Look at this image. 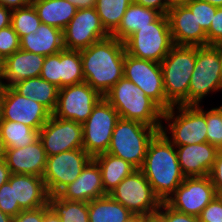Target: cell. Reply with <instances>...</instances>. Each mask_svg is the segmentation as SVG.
<instances>
[{"label":"cell","instance_id":"obj_1","mask_svg":"<svg viewBox=\"0 0 222 222\" xmlns=\"http://www.w3.org/2000/svg\"><path fill=\"white\" fill-rule=\"evenodd\" d=\"M124 42L111 35L80 50L84 79L104 95L123 77Z\"/></svg>","mask_w":222,"mask_h":222},{"label":"cell","instance_id":"obj_2","mask_svg":"<svg viewBox=\"0 0 222 222\" xmlns=\"http://www.w3.org/2000/svg\"><path fill=\"white\" fill-rule=\"evenodd\" d=\"M140 170L162 202L184 181L176 147L158 132L150 141Z\"/></svg>","mask_w":222,"mask_h":222},{"label":"cell","instance_id":"obj_3","mask_svg":"<svg viewBox=\"0 0 222 222\" xmlns=\"http://www.w3.org/2000/svg\"><path fill=\"white\" fill-rule=\"evenodd\" d=\"M120 118L156 128L162 126L163 110L143 90L124 76L104 95Z\"/></svg>","mask_w":222,"mask_h":222},{"label":"cell","instance_id":"obj_4","mask_svg":"<svg viewBox=\"0 0 222 222\" xmlns=\"http://www.w3.org/2000/svg\"><path fill=\"white\" fill-rule=\"evenodd\" d=\"M162 120L167 124L162 123L160 132L174 146L207 142L206 110L201 104L172 106L163 111Z\"/></svg>","mask_w":222,"mask_h":222},{"label":"cell","instance_id":"obj_5","mask_svg":"<svg viewBox=\"0 0 222 222\" xmlns=\"http://www.w3.org/2000/svg\"><path fill=\"white\" fill-rule=\"evenodd\" d=\"M195 62L196 46L174 45L160 63L165 97L172 106L188 105V91Z\"/></svg>","mask_w":222,"mask_h":222},{"label":"cell","instance_id":"obj_6","mask_svg":"<svg viewBox=\"0 0 222 222\" xmlns=\"http://www.w3.org/2000/svg\"><path fill=\"white\" fill-rule=\"evenodd\" d=\"M159 131L143 123L119 118L106 153L128 161L136 169L144 163L150 141Z\"/></svg>","mask_w":222,"mask_h":222},{"label":"cell","instance_id":"obj_7","mask_svg":"<svg viewBox=\"0 0 222 222\" xmlns=\"http://www.w3.org/2000/svg\"><path fill=\"white\" fill-rule=\"evenodd\" d=\"M124 45L126 53L135 58L161 63L174 46L167 15L161 14L149 26L139 28Z\"/></svg>","mask_w":222,"mask_h":222},{"label":"cell","instance_id":"obj_8","mask_svg":"<svg viewBox=\"0 0 222 222\" xmlns=\"http://www.w3.org/2000/svg\"><path fill=\"white\" fill-rule=\"evenodd\" d=\"M222 91V60L214 45L196 47V62L191 75L188 105H198L202 100Z\"/></svg>","mask_w":222,"mask_h":222},{"label":"cell","instance_id":"obj_9","mask_svg":"<svg viewBox=\"0 0 222 222\" xmlns=\"http://www.w3.org/2000/svg\"><path fill=\"white\" fill-rule=\"evenodd\" d=\"M119 118L118 112L104 97L93 107L90 116L82 124L83 149L92 158L107 152Z\"/></svg>","mask_w":222,"mask_h":222},{"label":"cell","instance_id":"obj_10","mask_svg":"<svg viewBox=\"0 0 222 222\" xmlns=\"http://www.w3.org/2000/svg\"><path fill=\"white\" fill-rule=\"evenodd\" d=\"M108 195L133 214L146 215L156 212L162 203L140 169L124 178Z\"/></svg>","mask_w":222,"mask_h":222},{"label":"cell","instance_id":"obj_11","mask_svg":"<svg viewBox=\"0 0 222 222\" xmlns=\"http://www.w3.org/2000/svg\"><path fill=\"white\" fill-rule=\"evenodd\" d=\"M123 76L141 88L144 94L153 100L163 111L172 107L165 97L160 63L138 59L125 53Z\"/></svg>","mask_w":222,"mask_h":222},{"label":"cell","instance_id":"obj_12","mask_svg":"<svg viewBox=\"0 0 222 222\" xmlns=\"http://www.w3.org/2000/svg\"><path fill=\"white\" fill-rule=\"evenodd\" d=\"M91 159L84 149H72L48 156L42 178L49 195H57L74 182Z\"/></svg>","mask_w":222,"mask_h":222},{"label":"cell","instance_id":"obj_13","mask_svg":"<svg viewBox=\"0 0 222 222\" xmlns=\"http://www.w3.org/2000/svg\"><path fill=\"white\" fill-rule=\"evenodd\" d=\"M103 96L86 82L59 89L53 116L83 124Z\"/></svg>","mask_w":222,"mask_h":222},{"label":"cell","instance_id":"obj_14","mask_svg":"<svg viewBox=\"0 0 222 222\" xmlns=\"http://www.w3.org/2000/svg\"><path fill=\"white\" fill-rule=\"evenodd\" d=\"M216 197L217 193L209 175L185 177L165 203L178 212L198 217Z\"/></svg>","mask_w":222,"mask_h":222},{"label":"cell","instance_id":"obj_15","mask_svg":"<svg viewBox=\"0 0 222 222\" xmlns=\"http://www.w3.org/2000/svg\"><path fill=\"white\" fill-rule=\"evenodd\" d=\"M52 113L42 104L17 93L11 86H4L0 103V120L20 122L39 130Z\"/></svg>","mask_w":222,"mask_h":222},{"label":"cell","instance_id":"obj_16","mask_svg":"<svg viewBox=\"0 0 222 222\" xmlns=\"http://www.w3.org/2000/svg\"><path fill=\"white\" fill-rule=\"evenodd\" d=\"M109 36L95 7L77 9L75 16L63 30V44L65 49L80 51Z\"/></svg>","mask_w":222,"mask_h":222},{"label":"cell","instance_id":"obj_17","mask_svg":"<svg viewBox=\"0 0 222 222\" xmlns=\"http://www.w3.org/2000/svg\"><path fill=\"white\" fill-rule=\"evenodd\" d=\"M39 139L47 157L72 149H83L82 124L51 115L40 129Z\"/></svg>","mask_w":222,"mask_h":222},{"label":"cell","instance_id":"obj_18","mask_svg":"<svg viewBox=\"0 0 222 222\" xmlns=\"http://www.w3.org/2000/svg\"><path fill=\"white\" fill-rule=\"evenodd\" d=\"M174 45L206 46L207 35L185 4L173 5L167 12Z\"/></svg>","mask_w":222,"mask_h":222},{"label":"cell","instance_id":"obj_19","mask_svg":"<svg viewBox=\"0 0 222 222\" xmlns=\"http://www.w3.org/2000/svg\"><path fill=\"white\" fill-rule=\"evenodd\" d=\"M175 147L178 162L185 177L208 176L220 151L208 142Z\"/></svg>","mask_w":222,"mask_h":222},{"label":"cell","instance_id":"obj_20","mask_svg":"<svg viewBox=\"0 0 222 222\" xmlns=\"http://www.w3.org/2000/svg\"><path fill=\"white\" fill-rule=\"evenodd\" d=\"M57 195L62 199L86 203L108 195L102 185L98 164L91 159L82 169L79 177L64 187Z\"/></svg>","mask_w":222,"mask_h":222},{"label":"cell","instance_id":"obj_21","mask_svg":"<svg viewBox=\"0 0 222 222\" xmlns=\"http://www.w3.org/2000/svg\"><path fill=\"white\" fill-rule=\"evenodd\" d=\"M5 162L11 174H26L42 177L47 155L40 139L23 148L6 149Z\"/></svg>","mask_w":222,"mask_h":222},{"label":"cell","instance_id":"obj_22","mask_svg":"<svg viewBox=\"0 0 222 222\" xmlns=\"http://www.w3.org/2000/svg\"><path fill=\"white\" fill-rule=\"evenodd\" d=\"M14 202L22 210H33L48 204L49 193L42 177L26 174H11Z\"/></svg>","mask_w":222,"mask_h":222},{"label":"cell","instance_id":"obj_23","mask_svg":"<svg viewBox=\"0 0 222 222\" xmlns=\"http://www.w3.org/2000/svg\"><path fill=\"white\" fill-rule=\"evenodd\" d=\"M45 57L19 49L5 58L0 81L4 86H13L20 81L40 76ZM5 80V82H4Z\"/></svg>","mask_w":222,"mask_h":222},{"label":"cell","instance_id":"obj_24","mask_svg":"<svg viewBox=\"0 0 222 222\" xmlns=\"http://www.w3.org/2000/svg\"><path fill=\"white\" fill-rule=\"evenodd\" d=\"M20 49L44 57L57 54L64 49L63 31L41 23L35 33L31 32L20 38Z\"/></svg>","mask_w":222,"mask_h":222},{"label":"cell","instance_id":"obj_25","mask_svg":"<svg viewBox=\"0 0 222 222\" xmlns=\"http://www.w3.org/2000/svg\"><path fill=\"white\" fill-rule=\"evenodd\" d=\"M99 166L104 191L111 193L121 181L129 176L136 168L128 161L109 153H102L92 158Z\"/></svg>","mask_w":222,"mask_h":222},{"label":"cell","instance_id":"obj_26","mask_svg":"<svg viewBox=\"0 0 222 222\" xmlns=\"http://www.w3.org/2000/svg\"><path fill=\"white\" fill-rule=\"evenodd\" d=\"M43 24L65 29L75 16L77 8L67 0H32Z\"/></svg>","mask_w":222,"mask_h":222},{"label":"cell","instance_id":"obj_27","mask_svg":"<svg viewBox=\"0 0 222 222\" xmlns=\"http://www.w3.org/2000/svg\"><path fill=\"white\" fill-rule=\"evenodd\" d=\"M12 88L20 95L42 104L51 113L54 112L59 91L54 84L38 76L15 83Z\"/></svg>","mask_w":222,"mask_h":222},{"label":"cell","instance_id":"obj_28","mask_svg":"<svg viewBox=\"0 0 222 222\" xmlns=\"http://www.w3.org/2000/svg\"><path fill=\"white\" fill-rule=\"evenodd\" d=\"M160 15L158 11L146 8L133 1L124 13L120 25L111 36L124 42L131 34L139 30V28L149 26V24L154 22Z\"/></svg>","mask_w":222,"mask_h":222},{"label":"cell","instance_id":"obj_29","mask_svg":"<svg viewBox=\"0 0 222 222\" xmlns=\"http://www.w3.org/2000/svg\"><path fill=\"white\" fill-rule=\"evenodd\" d=\"M89 222H125L131 215L127 208L110 195L88 202Z\"/></svg>","mask_w":222,"mask_h":222},{"label":"cell","instance_id":"obj_30","mask_svg":"<svg viewBox=\"0 0 222 222\" xmlns=\"http://www.w3.org/2000/svg\"><path fill=\"white\" fill-rule=\"evenodd\" d=\"M0 134L6 149L23 148L39 139V130L10 120H0Z\"/></svg>","mask_w":222,"mask_h":222},{"label":"cell","instance_id":"obj_31","mask_svg":"<svg viewBox=\"0 0 222 222\" xmlns=\"http://www.w3.org/2000/svg\"><path fill=\"white\" fill-rule=\"evenodd\" d=\"M48 205L62 222H89L88 203L49 195Z\"/></svg>","mask_w":222,"mask_h":222},{"label":"cell","instance_id":"obj_32","mask_svg":"<svg viewBox=\"0 0 222 222\" xmlns=\"http://www.w3.org/2000/svg\"><path fill=\"white\" fill-rule=\"evenodd\" d=\"M133 0H97L95 9L105 30L111 35Z\"/></svg>","mask_w":222,"mask_h":222},{"label":"cell","instance_id":"obj_33","mask_svg":"<svg viewBox=\"0 0 222 222\" xmlns=\"http://www.w3.org/2000/svg\"><path fill=\"white\" fill-rule=\"evenodd\" d=\"M61 88L85 82L79 50L60 51Z\"/></svg>","mask_w":222,"mask_h":222},{"label":"cell","instance_id":"obj_34","mask_svg":"<svg viewBox=\"0 0 222 222\" xmlns=\"http://www.w3.org/2000/svg\"><path fill=\"white\" fill-rule=\"evenodd\" d=\"M40 18L33 4L12 11L11 25L19 38L35 33L41 25Z\"/></svg>","mask_w":222,"mask_h":222},{"label":"cell","instance_id":"obj_35","mask_svg":"<svg viewBox=\"0 0 222 222\" xmlns=\"http://www.w3.org/2000/svg\"><path fill=\"white\" fill-rule=\"evenodd\" d=\"M207 142L222 150V105L206 111Z\"/></svg>","mask_w":222,"mask_h":222},{"label":"cell","instance_id":"obj_36","mask_svg":"<svg viewBox=\"0 0 222 222\" xmlns=\"http://www.w3.org/2000/svg\"><path fill=\"white\" fill-rule=\"evenodd\" d=\"M185 5L191 10L197 23L207 32L210 28L211 21L216 13L217 7L211 5L210 3L199 1V0H190L185 3Z\"/></svg>","mask_w":222,"mask_h":222},{"label":"cell","instance_id":"obj_37","mask_svg":"<svg viewBox=\"0 0 222 222\" xmlns=\"http://www.w3.org/2000/svg\"><path fill=\"white\" fill-rule=\"evenodd\" d=\"M40 77L49 83L54 84L59 89L61 88L60 52L45 57Z\"/></svg>","mask_w":222,"mask_h":222},{"label":"cell","instance_id":"obj_38","mask_svg":"<svg viewBox=\"0 0 222 222\" xmlns=\"http://www.w3.org/2000/svg\"><path fill=\"white\" fill-rule=\"evenodd\" d=\"M20 49V38L12 25L0 29V54L4 59Z\"/></svg>","mask_w":222,"mask_h":222},{"label":"cell","instance_id":"obj_39","mask_svg":"<svg viewBox=\"0 0 222 222\" xmlns=\"http://www.w3.org/2000/svg\"><path fill=\"white\" fill-rule=\"evenodd\" d=\"M0 210L11 217L17 216L22 211L18 203L14 202L13 187L9 182L0 187Z\"/></svg>","mask_w":222,"mask_h":222},{"label":"cell","instance_id":"obj_40","mask_svg":"<svg viewBox=\"0 0 222 222\" xmlns=\"http://www.w3.org/2000/svg\"><path fill=\"white\" fill-rule=\"evenodd\" d=\"M199 222H222V197L214 198L198 216Z\"/></svg>","mask_w":222,"mask_h":222},{"label":"cell","instance_id":"obj_41","mask_svg":"<svg viewBox=\"0 0 222 222\" xmlns=\"http://www.w3.org/2000/svg\"><path fill=\"white\" fill-rule=\"evenodd\" d=\"M206 35L207 45H214L222 40V7L217 8Z\"/></svg>","mask_w":222,"mask_h":222},{"label":"cell","instance_id":"obj_42","mask_svg":"<svg viewBox=\"0 0 222 222\" xmlns=\"http://www.w3.org/2000/svg\"><path fill=\"white\" fill-rule=\"evenodd\" d=\"M158 211L167 219V222H199L198 217L178 212L165 202L161 203Z\"/></svg>","mask_w":222,"mask_h":222},{"label":"cell","instance_id":"obj_43","mask_svg":"<svg viewBox=\"0 0 222 222\" xmlns=\"http://www.w3.org/2000/svg\"><path fill=\"white\" fill-rule=\"evenodd\" d=\"M209 177L215 187L217 196L222 197V150L217 154L212 170L209 173Z\"/></svg>","mask_w":222,"mask_h":222},{"label":"cell","instance_id":"obj_44","mask_svg":"<svg viewBox=\"0 0 222 222\" xmlns=\"http://www.w3.org/2000/svg\"><path fill=\"white\" fill-rule=\"evenodd\" d=\"M44 206L33 210H22L17 216L13 217L12 222H43Z\"/></svg>","mask_w":222,"mask_h":222},{"label":"cell","instance_id":"obj_45","mask_svg":"<svg viewBox=\"0 0 222 222\" xmlns=\"http://www.w3.org/2000/svg\"><path fill=\"white\" fill-rule=\"evenodd\" d=\"M133 1L146 8L154 9L163 15H167V12L169 10V0H133Z\"/></svg>","mask_w":222,"mask_h":222},{"label":"cell","instance_id":"obj_46","mask_svg":"<svg viewBox=\"0 0 222 222\" xmlns=\"http://www.w3.org/2000/svg\"><path fill=\"white\" fill-rule=\"evenodd\" d=\"M32 3L31 0H0V5L10 10H16Z\"/></svg>","mask_w":222,"mask_h":222},{"label":"cell","instance_id":"obj_47","mask_svg":"<svg viewBox=\"0 0 222 222\" xmlns=\"http://www.w3.org/2000/svg\"><path fill=\"white\" fill-rule=\"evenodd\" d=\"M12 10L0 5V29L11 25Z\"/></svg>","mask_w":222,"mask_h":222},{"label":"cell","instance_id":"obj_48","mask_svg":"<svg viewBox=\"0 0 222 222\" xmlns=\"http://www.w3.org/2000/svg\"><path fill=\"white\" fill-rule=\"evenodd\" d=\"M77 9H88L96 6L97 0H67Z\"/></svg>","mask_w":222,"mask_h":222},{"label":"cell","instance_id":"obj_49","mask_svg":"<svg viewBox=\"0 0 222 222\" xmlns=\"http://www.w3.org/2000/svg\"><path fill=\"white\" fill-rule=\"evenodd\" d=\"M11 173L5 160H0V187L9 181Z\"/></svg>","mask_w":222,"mask_h":222},{"label":"cell","instance_id":"obj_50","mask_svg":"<svg viewBox=\"0 0 222 222\" xmlns=\"http://www.w3.org/2000/svg\"><path fill=\"white\" fill-rule=\"evenodd\" d=\"M43 222H62V221L60 217H58L47 204L46 206H44V221Z\"/></svg>","mask_w":222,"mask_h":222},{"label":"cell","instance_id":"obj_51","mask_svg":"<svg viewBox=\"0 0 222 222\" xmlns=\"http://www.w3.org/2000/svg\"><path fill=\"white\" fill-rule=\"evenodd\" d=\"M145 222H167V219L159 211H156L146 214Z\"/></svg>","mask_w":222,"mask_h":222},{"label":"cell","instance_id":"obj_52","mask_svg":"<svg viewBox=\"0 0 222 222\" xmlns=\"http://www.w3.org/2000/svg\"><path fill=\"white\" fill-rule=\"evenodd\" d=\"M125 222H145V215L133 214Z\"/></svg>","mask_w":222,"mask_h":222},{"label":"cell","instance_id":"obj_53","mask_svg":"<svg viewBox=\"0 0 222 222\" xmlns=\"http://www.w3.org/2000/svg\"><path fill=\"white\" fill-rule=\"evenodd\" d=\"M5 154H6V146L0 134V160L5 159Z\"/></svg>","mask_w":222,"mask_h":222},{"label":"cell","instance_id":"obj_54","mask_svg":"<svg viewBox=\"0 0 222 222\" xmlns=\"http://www.w3.org/2000/svg\"><path fill=\"white\" fill-rule=\"evenodd\" d=\"M12 220H13V217L3 213L0 210V222H12Z\"/></svg>","mask_w":222,"mask_h":222},{"label":"cell","instance_id":"obj_55","mask_svg":"<svg viewBox=\"0 0 222 222\" xmlns=\"http://www.w3.org/2000/svg\"><path fill=\"white\" fill-rule=\"evenodd\" d=\"M199 1L210 3L211 5H214L217 8L222 7V0H199Z\"/></svg>","mask_w":222,"mask_h":222},{"label":"cell","instance_id":"obj_56","mask_svg":"<svg viewBox=\"0 0 222 222\" xmlns=\"http://www.w3.org/2000/svg\"><path fill=\"white\" fill-rule=\"evenodd\" d=\"M190 0H169V9L173 6V5H177V4H185L187 2H189Z\"/></svg>","mask_w":222,"mask_h":222},{"label":"cell","instance_id":"obj_57","mask_svg":"<svg viewBox=\"0 0 222 222\" xmlns=\"http://www.w3.org/2000/svg\"><path fill=\"white\" fill-rule=\"evenodd\" d=\"M4 57L0 54V79L2 77L3 74V70H4Z\"/></svg>","mask_w":222,"mask_h":222},{"label":"cell","instance_id":"obj_58","mask_svg":"<svg viewBox=\"0 0 222 222\" xmlns=\"http://www.w3.org/2000/svg\"><path fill=\"white\" fill-rule=\"evenodd\" d=\"M214 46L219 51L222 60V40L218 41Z\"/></svg>","mask_w":222,"mask_h":222},{"label":"cell","instance_id":"obj_59","mask_svg":"<svg viewBox=\"0 0 222 222\" xmlns=\"http://www.w3.org/2000/svg\"><path fill=\"white\" fill-rule=\"evenodd\" d=\"M3 91H4V85H3V83L0 81V103H1V97H2Z\"/></svg>","mask_w":222,"mask_h":222}]
</instances>
